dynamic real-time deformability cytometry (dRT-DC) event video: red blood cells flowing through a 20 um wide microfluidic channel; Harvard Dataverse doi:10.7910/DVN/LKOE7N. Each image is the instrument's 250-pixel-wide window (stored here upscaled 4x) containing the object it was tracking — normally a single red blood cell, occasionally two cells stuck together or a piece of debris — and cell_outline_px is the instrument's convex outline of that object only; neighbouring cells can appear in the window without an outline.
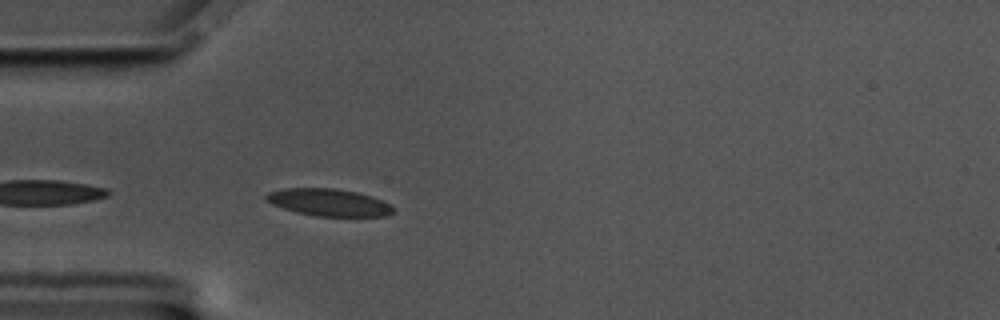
{"species": "common noctule bat (a hibernating species)", "species_latin": "Nyctalus noctula", "temperature_condition": "cold", "stored_images_in_passage": 8, "camera_frame_rate_fps": 3000, "um_per_image_px": 0.085, "animal": {"sex": "male", "body_mass_g": 17.5, "forearm_length_mm": 52.3}, "frame": {"image": 1, "passage_image": 3, "time_ms": 0.667, "image_size_px": [1000, 320], "cell_outline_px": [[396, 208], [392, 212], [384, 216], [316, 216], [296, 212], [272, 204], [264, 200], [264, 196], [268, 192], [284, 188], [336, 188], [356, 192], [372, 196], [392, 204]], "centroid_in_image_um": [27.95, 17.2], "position_along_channel_um": 57.1, "area_um2": 20.29}}